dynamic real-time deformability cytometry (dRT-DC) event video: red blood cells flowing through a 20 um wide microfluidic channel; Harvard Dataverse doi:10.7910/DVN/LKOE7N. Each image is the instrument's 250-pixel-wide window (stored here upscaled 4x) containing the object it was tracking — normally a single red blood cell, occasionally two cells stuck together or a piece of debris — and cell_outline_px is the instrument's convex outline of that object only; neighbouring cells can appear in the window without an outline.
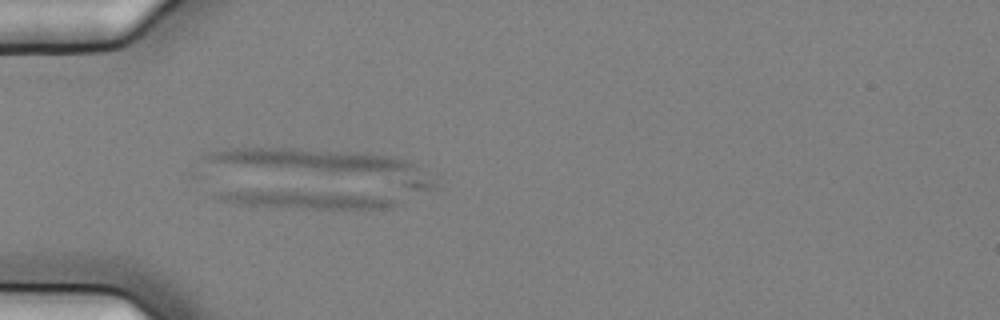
{"species": "common noctule bat (a hibernating species)", "species_latin": "Nyctalus noctula", "temperature_condition": "cold", "stored_images_in_passage": 54, "camera_frame_rate_fps": 3000, "um_per_image_px": 0.085, "animal": {"sex": "female", "body_mass_g": 25.1}, "frame": {"image": 1, "passage_image": 16, "time_ms": 5.0, "image_size_px": [1000, 320], "cell_outline_px": [[396, 204], [392, 208], [356, 212], [232, 204], [220, 200], [212, 196], [216, 192], [320, 192], [376, 196], [396, 200]], "centroid_in_image_um": [26.22, 17.06], "position_along_channel_um": 58.8, "area_um2": 18.9}}